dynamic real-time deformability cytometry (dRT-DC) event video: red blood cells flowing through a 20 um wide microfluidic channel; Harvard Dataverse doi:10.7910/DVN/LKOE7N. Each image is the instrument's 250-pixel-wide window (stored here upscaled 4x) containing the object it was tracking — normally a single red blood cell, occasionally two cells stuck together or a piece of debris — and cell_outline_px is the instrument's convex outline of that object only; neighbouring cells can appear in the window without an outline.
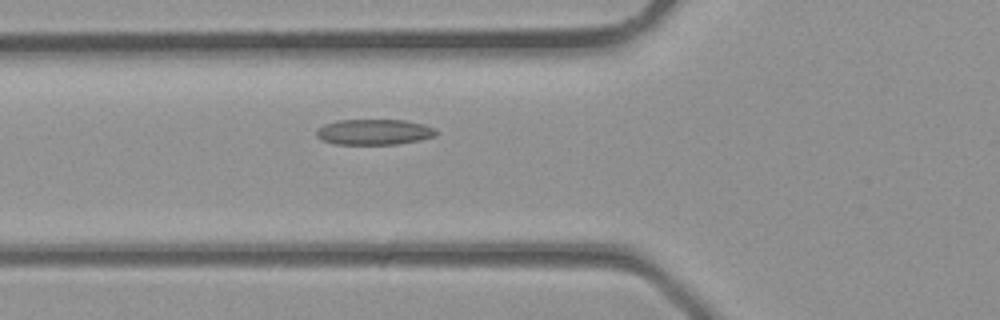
{"species": "common noctule bat (a hibernating species)", "species_latin": "Nyctalus noctula", "temperature_condition": "room temperature", "stored_images_in_passage": 7, "camera_frame_rate_fps": 3000, "um_per_image_px": 0.085, "animal": {"sex": "male", "body_mass_g": 23.1, "forearm_length_mm": 52.7}, "frame": {"image": 1, "passage_image": 7, "time_ms": 2.0, "image_size_px": [1000, 320], "cell_outline_px": [[436, 136], [420, 140], [396, 144], [336, 144], [320, 140], [316, 136], [316, 132], [324, 124], [336, 120], [404, 120], [424, 124], [432, 128], [436, 132]], "centroid_in_image_um": [31.77, 11.22], "position_along_channel_um": 94.0, "area_um2": 17.8}}